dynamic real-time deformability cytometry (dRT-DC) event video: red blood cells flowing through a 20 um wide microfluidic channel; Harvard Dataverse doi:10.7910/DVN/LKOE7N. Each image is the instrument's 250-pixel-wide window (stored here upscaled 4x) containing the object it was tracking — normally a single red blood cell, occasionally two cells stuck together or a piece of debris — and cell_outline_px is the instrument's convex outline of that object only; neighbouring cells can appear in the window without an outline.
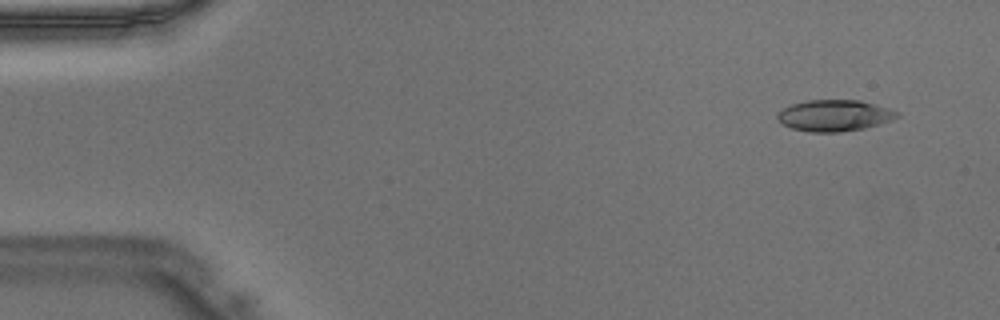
{"species": "Egyptian fruit bat (a non-hibernating species)", "species_latin": "Rousettus aegyptiacus", "temperature_condition": "warm", "stored_images_in_passage": 46, "camera_frame_rate_fps": 3000, "um_per_image_px": 0.085, "animal": {"sex": "male"}, "frame": {"image": 1, "passage_image": 3, "time_ms": 0.667, "image_size_px": [1000, 320], "cell_outline_px": [[900, 116], [892, 120], [864, 128], [840, 132], [808, 132], [792, 128], [784, 124], [776, 116], [776, 112], [792, 104], [808, 100], [860, 100], [888, 108], [900, 112]], "centroid_in_image_um": [70.93, 9.82], "position_along_channel_um": 14.1, "area_um2": 21.79}}
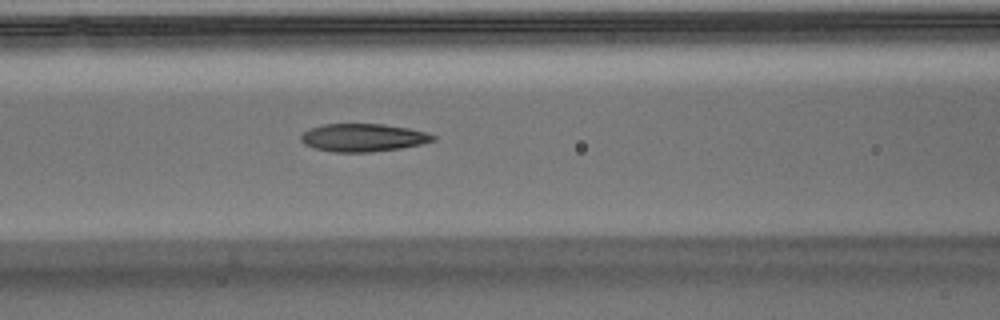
{"frame": {"image": 2, "passage_image": 19, "time_ms": 6.0, "image_size_px": [1000, 320], "cell_outline_px": [[436, 140], [420, 144], [400, 148], [368, 152], [332, 152], [312, 148], [304, 144], [300, 140], [300, 136], [304, 132], [312, 128], [324, 124], [384, 124], [408, 128], [428, 132], [436, 136]], "centroid_in_image_um": [30.86, 11.7], "position_along_channel_um": 135.7, "area_um2": 21.5}}
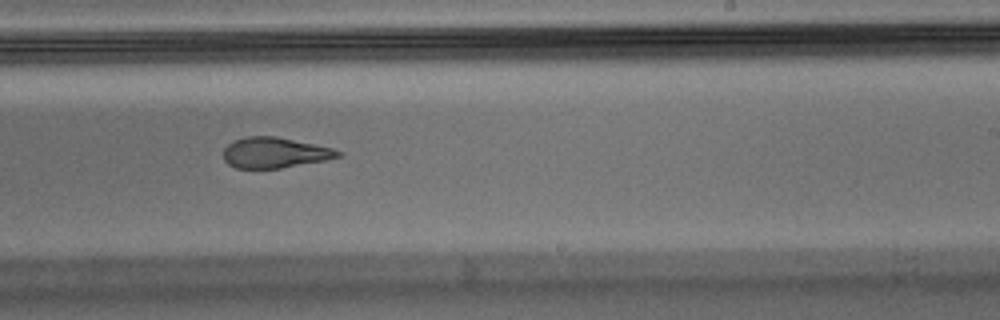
{"frame": {"image": 3, "passage_image": 28, "time_ms": 9.0, "image_size_px": [1000, 320], "cell_outline_px": [[344, 152], [340, 156], [328, 160], [280, 168], [236, 168], [228, 164], [224, 160], [224, 148], [232, 140], [244, 136], [276, 136], [332, 148]], "centroid_in_image_um": [23.34, 12.97], "position_along_channel_um": 265.7, "area_um2": 20.52}}